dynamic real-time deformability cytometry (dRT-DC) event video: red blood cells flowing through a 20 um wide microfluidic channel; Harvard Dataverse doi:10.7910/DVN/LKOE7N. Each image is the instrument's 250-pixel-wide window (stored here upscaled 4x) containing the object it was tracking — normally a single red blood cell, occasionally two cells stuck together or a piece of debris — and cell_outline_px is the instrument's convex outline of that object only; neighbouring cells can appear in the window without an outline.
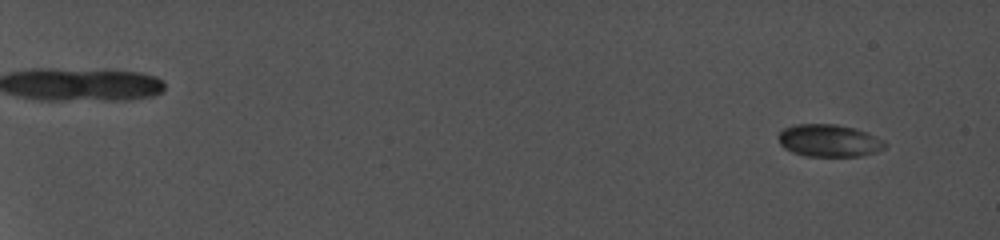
{"species": "common noctule bat (a hibernating species)", "species_latin": "Nyctalus noctula", "temperature_condition": "cold", "stored_images_in_passage": 92, "camera_frame_rate_fps": 5000, "um_per_image_px": 0.085, "animal": {"sex": "female", "body_mass_g": 19.0, "forearm_length_mm": 56.7}, "frame": {"image": 1, "passage_image": 9, "time_ms": 1.4, "image_size_px": [1000, 240], "cell_outline_px": [[888, 144], [884, 148], [876, 152], [860, 156], [804, 156], [792, 152], [784, 148], [780, 144], [780, 132], [784, 128], [796, 124], [836, 124], [856, 128], [868, 132], [884, 140]], "centroid_in_image_um": [70.51, 11.95], "position_along_channel_um": 14.5, "area_um2": 20.23}}
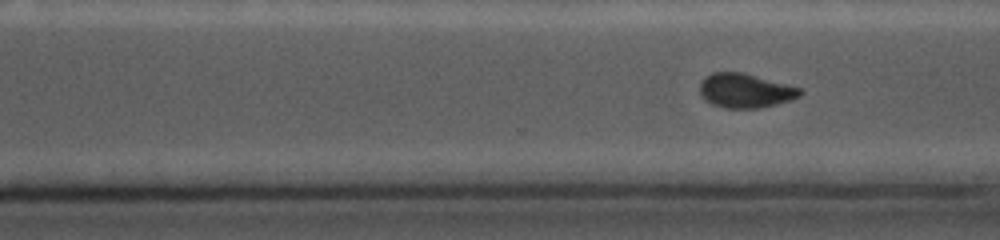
{"frame": {"image": 2, "passage_image": 73, "time_ms": 15.4, "image_size_px": [1000, 240], "cell_outline_px": [[804, 92], [800, 96], [776, 104], [760, 108], [724, 108], [712, 104], [704, 100], [700, 96], [700, 84], [704, 76], [712, 72], [744, 72], [800, 88]], "centroid_in_image_um": [63.31, 7.7], "position_along_channel_um": 307.3, "area_um2": 20.11}}
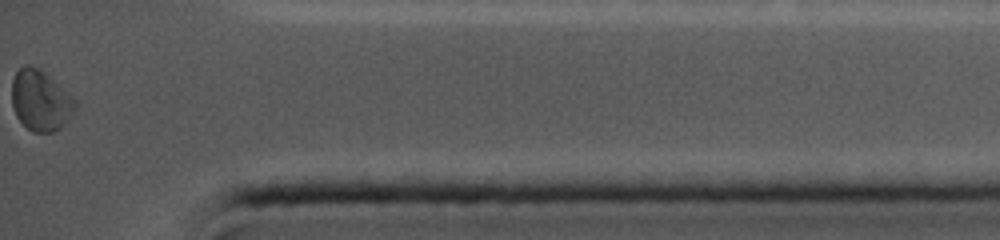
{"frame": {"image": 3, "passage_image": 92, "time_ms": 18.8, "image_size_px": [1000, 240], "cell_outline_px": [[76, 108], [64, 124], [60, 128], [52, 132], [32, 132], [16, 116], [12, 104], [12, 80], [16, 72], [24, 64], [28, 64], [44, 72], [76, 100]], "centroid_in_image_um": [3.42, 8.54], "position_along_channel_um": 431.8, "area_um2": 22.08}, "authors_computed_cell_mechanics": {"area_um2": 20.23, "velocity_mm_per_s": 3.8619, "shape_relaxation_time_tau1_ms": 4.914, "shape_relaxation_time_tau2_ms": null, "deformation_change_tau1": 0.0979, "deformation_change_tau2": null}}